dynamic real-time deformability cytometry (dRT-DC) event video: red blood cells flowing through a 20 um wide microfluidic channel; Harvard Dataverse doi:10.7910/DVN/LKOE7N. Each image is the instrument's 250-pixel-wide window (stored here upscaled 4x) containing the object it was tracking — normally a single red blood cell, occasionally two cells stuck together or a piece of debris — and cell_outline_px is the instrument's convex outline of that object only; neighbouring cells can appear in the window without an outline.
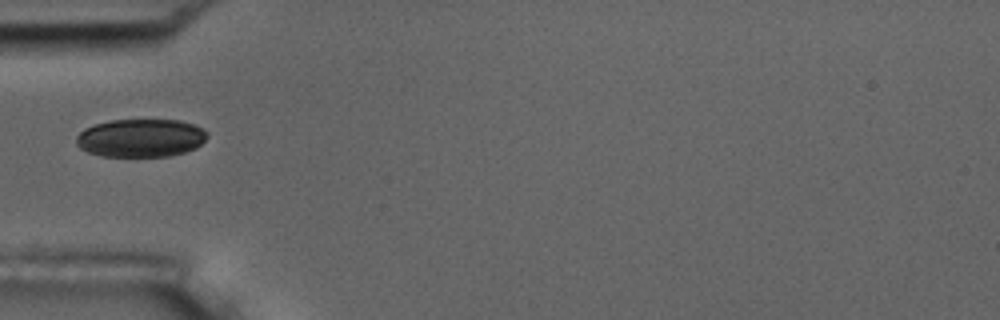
{"species": "common noctule bat (a hibernating species)", "species_latin": "Nyctalus noctula", "temperature_condition": "room temperature", "stored_images_in_passage": 8, "camera_frame_rate_fps": 3000, "um_per_image_px": 0.085, "animal": {"sex": "male", "body_mass_g": 17.5, "forearm_length_mm": 52.3}, "frame": {"image": 1, "passage_image": 5, "time_ms": 5.667, "image_size_px": [1000, 320], "cell_outline_px": [[208, 136], [196, 148], [184, 152], [168, 156], [100, 156], [88, 152], [80, 148], [76, 144], [76, 136], [84, 128], [96, 124], [112, 120], [180, 120], [196, 124], [204, 128], [208, 132]], "centroid_in_image_um": [11.98, 11.72], "position_along_channel_um": 73.0, "area_um2": 29.25}}
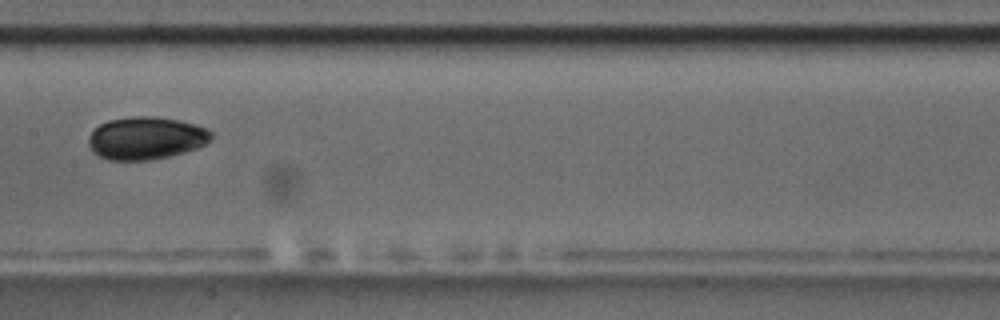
{"frame": {"image": 2, "passage_image": 8, "time_ms": 9.0, "image_size_px": [1000, 320], "cell_outline_px": [[212, 136], [204, 144], [196, 148], [184, 152], [168, 156], [148, 160], [108, 160], [92, 152], [88, 144], [88, 136], [100, 124], [108, 120], [132, 116], [152, 116], [180, 120], [196, 124], [208, 128], [212, 132]], "centroid_in_image_um": [12.39, 11.73], "position_along_channel_um": 195.0, "area_um2": 30.52}}